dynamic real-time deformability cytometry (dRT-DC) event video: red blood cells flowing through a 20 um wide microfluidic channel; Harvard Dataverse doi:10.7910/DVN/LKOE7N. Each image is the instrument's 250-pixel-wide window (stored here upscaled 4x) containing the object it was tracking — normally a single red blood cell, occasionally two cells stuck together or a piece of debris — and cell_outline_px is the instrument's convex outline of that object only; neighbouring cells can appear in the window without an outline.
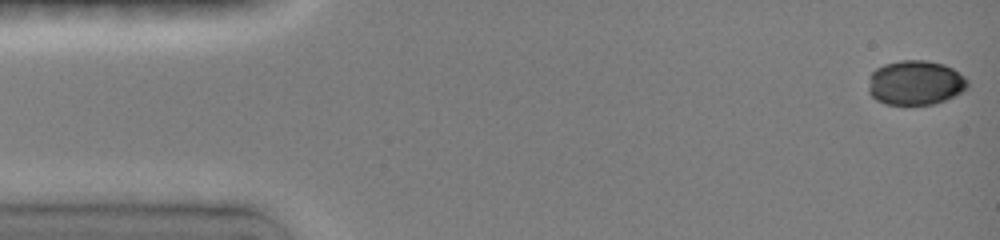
{"species": "common noctule bat (a hibernating species)", "species_latin": "Nyctalus noctula", "temperature_condition": "room temperature", "stored_images_in_passage": 8, "camera_frame_rate_fps": 3000, "um_per_image_px": 0.085, "animal": {"sex": "female", "body_mass_g": 19.0, "forearm_length_mm": 51.5}, "frame": {"image": 1, "passage_image": 1, "time_ms": 0.0, "image_size_px": [1000, 240], "cell_outline_px": [[968, 88], [944, 100], [932, 104], [884, 104], [876, 100], [868, 92], [868, 88], [872, 72], [876, 68], [884, 64], [900, 60], [924, 60], [944, 64], [952, 68], [964, 76], [968, 80]], "centroid_in_image_um": [77.8, 7.02], "position_along_channel_um": 7.2, "area_um2": 25.66}}
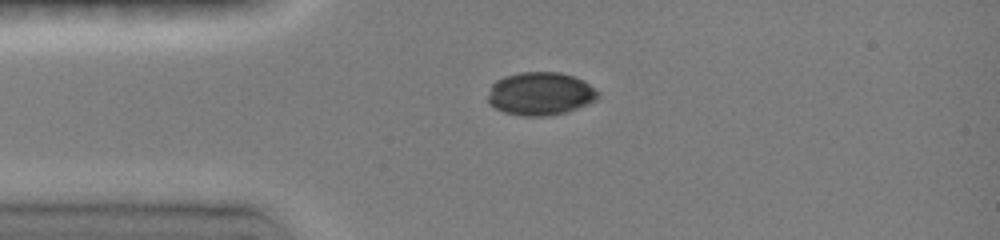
{"frame": {"image": 2, "passage_image": 5, "time_ms": 3.333, "image_size_px": [1000, 240], "cell_outline_px": [[600, 96], [596, 100], [588, 104], [568, 112], [548, 116], [520, 116], [504, 112], [488, 104], [488, 96], [492, 84], [496, 80], [504, 76], [520, 72], [556, 72], [572, 76], [584, 80], [600, 92]], "centroid_in_image_um": [45.95, 7.97], "position_along_channel_um": 39.1, "area_um2": 27.92}}
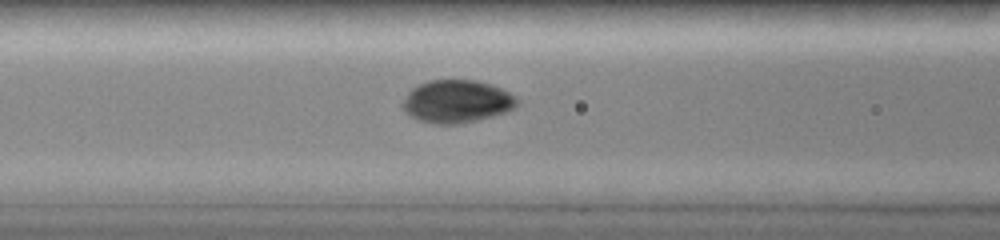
{"frame": {"image": 3, "passage_image": 8, "time_ms": 6.0, "image_size_px": [1000, 240], "cell_outline_px": [[516, 108], [492, 116], [460, 124], [432, 124], [416, 120], [408, 116], [404, 112], [404, 100], [408, 92], [412, 88], [420, 84], [432, 80], [472, 80], [488, 84], [500, 88], [508, 92], [516, 100]], "centroid_in_image_um": [38.77, 8.64], "position_along_channel_um": 127.8, "area_um2": 28.21}}